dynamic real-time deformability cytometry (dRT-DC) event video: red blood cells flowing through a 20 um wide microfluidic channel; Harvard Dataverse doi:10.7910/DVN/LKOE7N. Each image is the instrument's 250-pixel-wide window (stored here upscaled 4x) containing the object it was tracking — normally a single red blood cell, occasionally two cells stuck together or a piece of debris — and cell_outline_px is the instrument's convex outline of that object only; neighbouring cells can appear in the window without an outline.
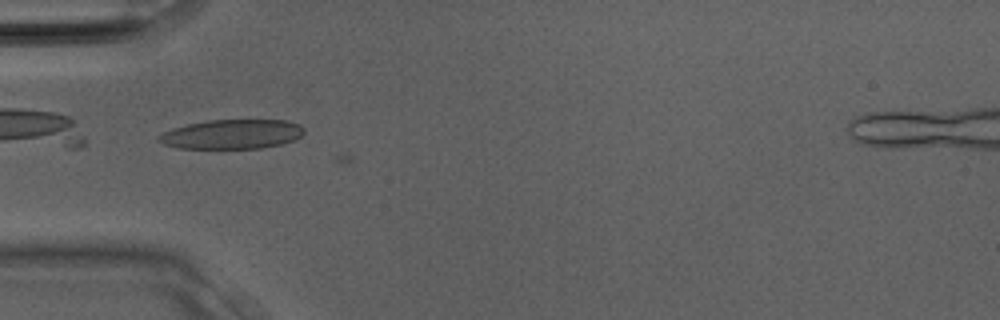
{"species": "Egyptian fruit bat (a non-hibernating species)", "species_latin": "Rousettus aegyptiacus", "temperature_condition": "room temperature", "stored_images_in_passage": 13, "camera_frame_rate_fps": 3000, "um_per_image_px": 0.085, "animal": {"sex": "male"}, "frame": {"image": 1, "passage_image": 10, "time_ms": 3.0, "image_size_px": [1000, 320], "cell_outline_px": [[304, 132], [300, 136], [292, 140], [280, 144], [260, 148], [180, 148], [164, 144], [156, 140], [156, 136], [172, 128], [188, 124], [208, 120], [288, 120], [300, 124], [304, 128]], "centroid_in_image_um": [19.7, 11.4], "position_along_channel_um": 65.3, "area_um2": 24.85}}